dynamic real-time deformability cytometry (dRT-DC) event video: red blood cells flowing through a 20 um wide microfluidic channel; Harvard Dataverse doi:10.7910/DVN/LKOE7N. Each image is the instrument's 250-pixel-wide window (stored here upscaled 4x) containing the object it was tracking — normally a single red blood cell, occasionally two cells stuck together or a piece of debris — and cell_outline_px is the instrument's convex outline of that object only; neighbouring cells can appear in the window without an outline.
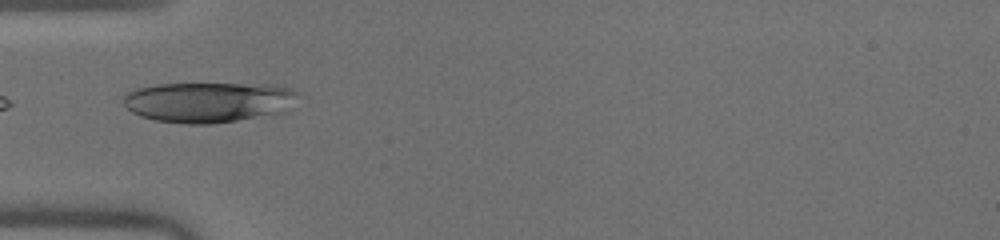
{"species": "human", "species_latin": "Homo sapiens", "temperature_condition": "warm", "stored_images_in_passage": 21, "camera_frame_rate_fps": 3000, "um_per_image_px": 0.085, "donor": {"sex": "male"}, "frame": {"image": 1, "passage_image": 1, "time_ms": 0.0, "image_size_px": [1000, 240], "cell_outline_px": [[296, 92], [288, 112], [212, 124], [188, 124], [156, 120], [140, 116], [132, 112], [124, 104], [124, 96], [128, 92], [136, 88], [156, 84], [268, 84], [292, 88]], "centroid_in_image_um": [17.72, 8.68], "position_along_channel_um": 67.3, "area_um2": 41.04}}
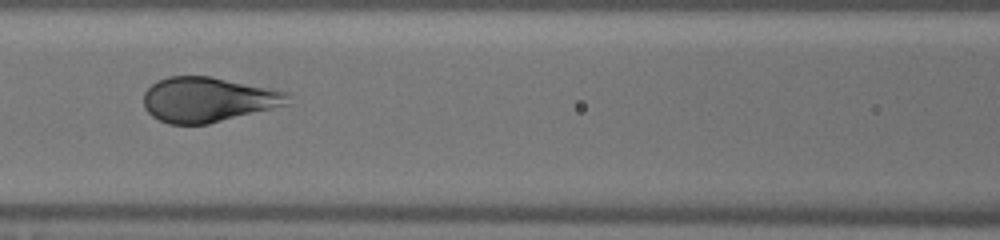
{"frame": {"image": 2, "passage_image": 7, "time_ms": 2.0, "image_size_px": [1000, 240], "cell_outline_px": [[288, 104], [208, 124], [168, 124], [152, 116], [144, 108], [144, 92], [156, 80], [168, 76], [212, 76], [288, 92]], "centroid_in_image_um": [17.63, 8.45], "position_along_channel_um": 149.0, "area_um2": 37.57}}
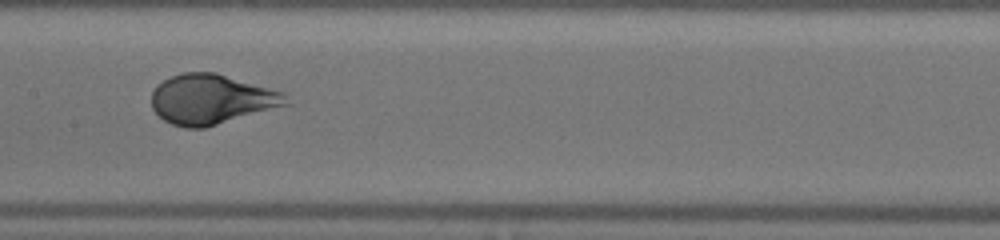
{"frame": {"image": 3, "passage_image": 10, "time_ms": 3.0, "image_size_px": [1000, 240], "cell_outline_px": [[292, 104], [204, 128], [184, 128], [172, 124], [164, 120], [152, 108], [152, 92], [156, 84], [172, 76], [184, 72], [216, 72], [284, 92]], "centroid_in_image_um": [18.0, 8.44], "position_along_channel_um": 189.4, "area_um2": 39.3}}